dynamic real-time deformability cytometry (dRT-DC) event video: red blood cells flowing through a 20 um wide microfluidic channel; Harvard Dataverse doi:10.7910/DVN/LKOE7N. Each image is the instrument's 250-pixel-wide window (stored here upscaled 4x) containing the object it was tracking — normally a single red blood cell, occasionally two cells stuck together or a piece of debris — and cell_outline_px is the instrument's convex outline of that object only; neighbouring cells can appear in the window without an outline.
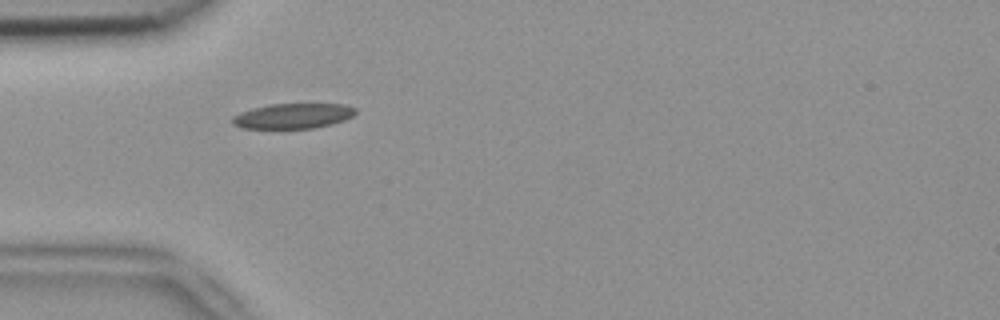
{"species": "common noctule bat (a hibernating species)", "species_latin": "Nyctalus noctula", "temperature_condition": "room temperature", "stored_images_in_passage": 4, "camera_frame_rate_fps": 3000, "um_per_image_px": 0.085, "animal": {"sex": "female", "body_mass_g": 18.4}, "frame": {"image": 1, "passage_image": 1, "time_ms": 0.0, "image_size_px": [1000, 320], "cell_outline_px": [[356, 112], [352, 116], [344, 120], [332, 124], [312, 128], [244, 128], [232, 124], [232, 116], [240, 112], [252, 108], [268, 104], [344, 104], [356, 108]], "centroid_in_image_um": [24.89, 9.85], "position_along_channel_um": 60.1, "area_um2": 18.03}}